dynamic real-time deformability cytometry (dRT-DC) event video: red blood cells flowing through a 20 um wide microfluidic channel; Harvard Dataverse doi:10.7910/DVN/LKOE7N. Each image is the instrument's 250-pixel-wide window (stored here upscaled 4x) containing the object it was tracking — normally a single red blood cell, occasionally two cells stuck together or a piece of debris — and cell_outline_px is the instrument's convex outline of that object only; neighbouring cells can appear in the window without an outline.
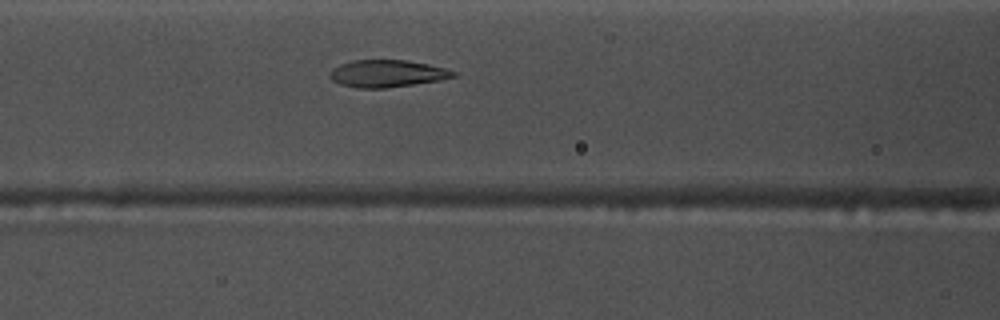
{"species": "common noctule bat (a hibernating species)", "species_latin": "Nyctalus noctula", "temperature_condition": "warm", "stored_images_in_passage": 32, "camera_frame_rate_fps": 3000, "um_per_image_px": 0.085, "animal": {"sex": "male", "body_mass_g": 17.5, "forearm_length_mm": 52.3}, "frame": {"image": 1, "passage_image": 11, "time_ms": 3.333, "image_size_px": [1000, 320], "cell_outline_px": [[460, 72], [456, 76], [440, 80], [384, 88], [356, 88], [340, 84], [332, 80], [332, 68], [340, 64], [352, 60], [408, 60], [448, 68]], "centroid_in_image_um": [32.97, 6.24], "position_along_channel_um": 133.6, "area_um2": 19.59}}
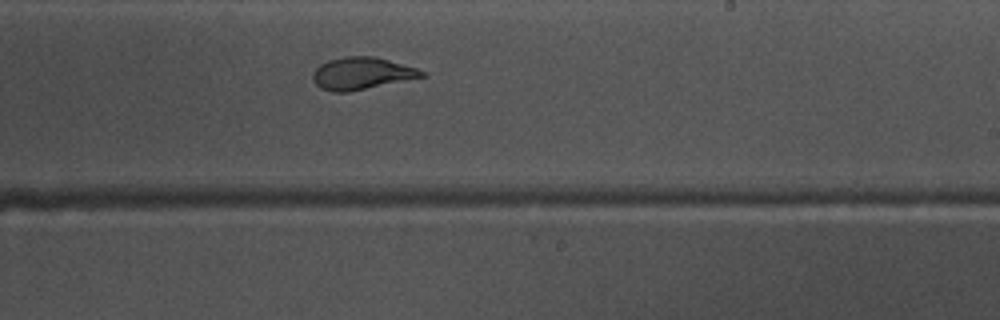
{"frame": {"image": 2, "passage_image": 21, "time_ms": 6.667, "image_size_px": [1000, 320], "cell_outline_px": [[428, 76], [348, 92], [332, 92], [320, 88], [312, 80], [312, 76], [316, 68], [320, 64], [328, 60], [344, 56], [372, 56], [388, 60], [416, 68], [424, 72]], "centroid_in_image_um": [30.72, 6.24], "position_along_channel_um": 258.3, "area_um2": 20.4}}
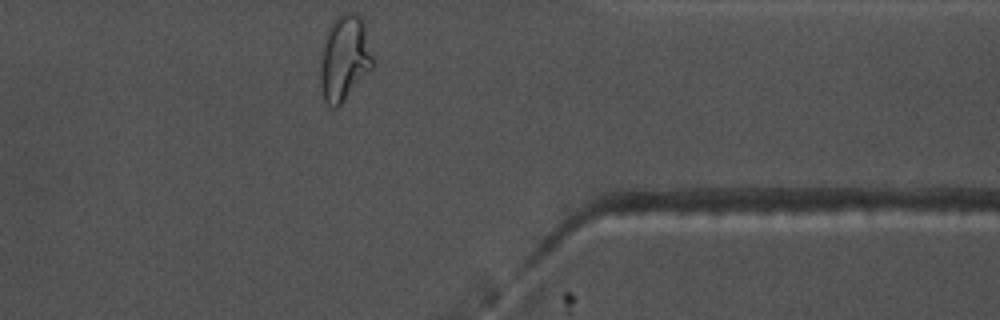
{"frame": {"image": 3, "passage_image": 32, "time_ms": 10.333, "image_size_px": [1000, 320], "cell_outline_px": [[372, 68], [344, 100], [336, 108], [332, 108], [324, 100], [320, 88], [320, 64], [324, 36], [332, 20], [340, 12], [356, 12], [360, 16], [364, 24], [372, 56]], "centroid_in_image_um": [29.24, 4.9], "position_along_channel_um": 382.2, "area_um2": 26.18}, "authors_computed_cell_mechanics": {"area_um2": 20.3745, "velocity_mm_per_s": 3.7493, "shape_relaxation_time_tau1_ms": 8.8535, "shape_relaxation_time_tau2_ms": 0.8479, "deformation_change_tau1": 0.3001, "deformation_change_tau2": 0.0828}}